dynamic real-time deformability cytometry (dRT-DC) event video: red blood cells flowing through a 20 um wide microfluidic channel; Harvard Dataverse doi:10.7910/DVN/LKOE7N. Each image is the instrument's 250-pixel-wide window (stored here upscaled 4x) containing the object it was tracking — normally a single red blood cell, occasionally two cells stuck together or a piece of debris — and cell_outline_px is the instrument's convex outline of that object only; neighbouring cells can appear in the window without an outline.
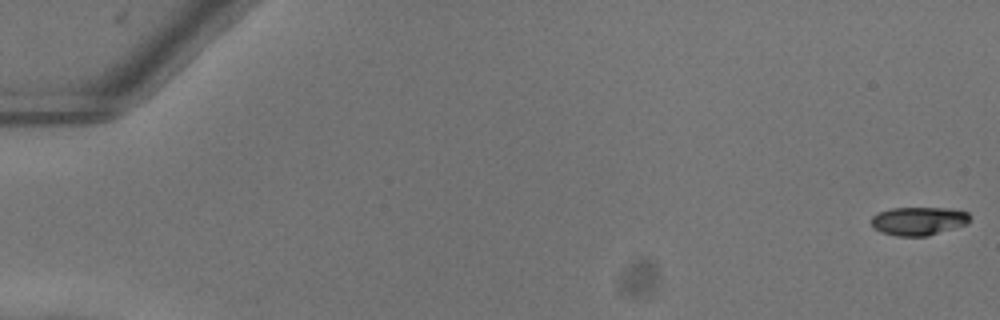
{"species": "common noctule bat (a hibernating species)", "species_latin": "Nyctalus noctula", "temperature_condition": "warm", "stored_images_in_passage": 53, "camera_frame_rate_fps": 3000, "um_per_image_px": 0.085, "animal": {"sex": "female"}, "frame": {"image": 1, "passage_image": 1, "time_ms": 0.0, "image_size_px": [1000, 320], "cell_outline_px": [[968, 224], [928, 236], [896, 236], [880, 232], [872, 228], [872, 216], [876, 212], [892, 208], [948, 208], [968, 212]], "centroid_in_image_um": [78.04, 18.79], "position_along_channel_um": 7.0, "area_um2": 16.42}}
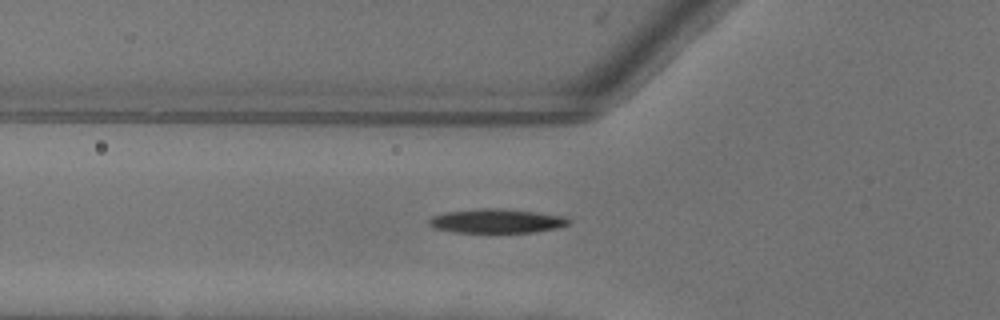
{"frame": {"image": 2, "passage_image": 20, "time_ms": 6.333, "image_size_px": [1000, 320], "cell_outline_px": [[568, 224], [556, 228], [536, 232], [452, 232], [436, 228], [428, 224], [428, 220], [432, 216], [444, 212], [484, 208], [500, 208], [536, 212], [568, 216]], "centroid_in_image_um": [42.21, 18.78], "position_along_channel_um": 83.6, "area_um2": 19.59}}
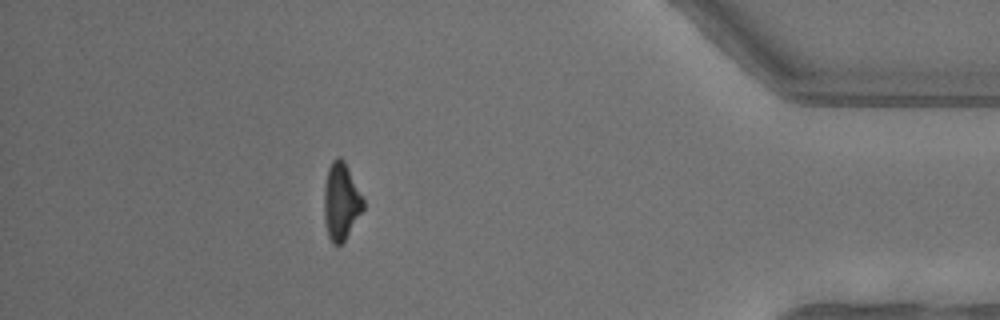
{"frame": {"image": 3, "passage_image": 47, "time_ms": 15.333, "image_size_px": [1000, 320], "cell_outline_px": [[364, 208], [344, 240], [340, 244], [332, 244], [328, 236], [324, 224], [324, 184], [328, 168], [332, 160], [336, 156], [340, 156], [344, 160], [364, 200]], "centroid_in_image_um": [28.96, 17.1], "position_along_channel_um": 406.2, "area_um2": 17.57}, "authors_computed_cell_mechanics": {"area_um2": 17.9758, "velocity_mm_per_s": 4.0566, "shape_relaxation_time_tau1_ms": 3.5126, "shape_relaxation_time_tau2_ms": null, "deformation_change_tau1": 0.1604, "deformation_change_tau2": null}}